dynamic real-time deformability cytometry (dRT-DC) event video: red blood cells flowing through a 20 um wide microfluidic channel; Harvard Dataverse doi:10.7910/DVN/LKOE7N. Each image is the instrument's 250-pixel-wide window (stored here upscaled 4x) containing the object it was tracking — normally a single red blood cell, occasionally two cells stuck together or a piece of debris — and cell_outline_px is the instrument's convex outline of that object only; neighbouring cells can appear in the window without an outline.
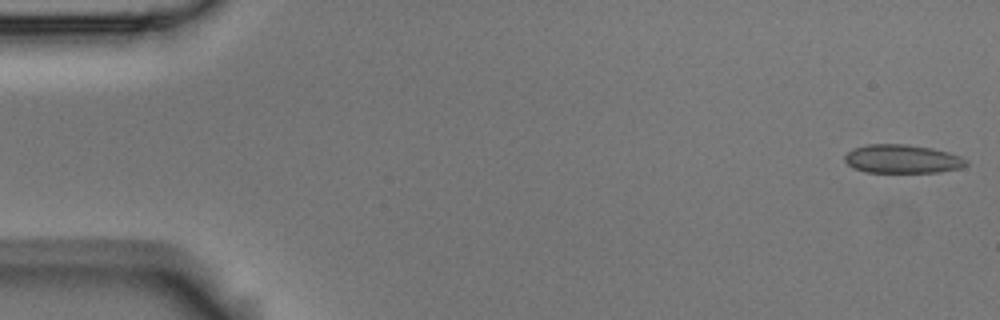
{"species": "Egyptian fruit bat (a non-hibernating species)", "species_latin": "Rousettus aegyptiacus", "temperature_condition": "room temperature", "stored_images_in_passage": 3, "camera_frame_rate_fps": 3000, "um_per_image_px": 0.085, "animal": {"sex": "male"}, "frame": {"image": 1, "passage_image": 1, "time_ms": 0.0, "image_size_px": [1000, 320], "cell_outline_px": [[968, 164], [960, 168], [940, 172], [864, 172], [852, 168], [844, 160], [844, 156], [852, 148], [868, 144], [908, 144], [932, 148], [948, 152], [960, 156], [968, 160]], "centroid_in_image_um": [76.68, 13.51], "position_along_channel_um": 8.3, "area_um2": 20.4}}